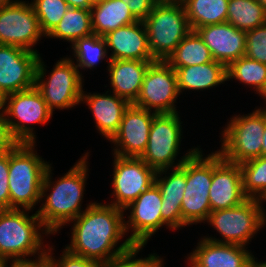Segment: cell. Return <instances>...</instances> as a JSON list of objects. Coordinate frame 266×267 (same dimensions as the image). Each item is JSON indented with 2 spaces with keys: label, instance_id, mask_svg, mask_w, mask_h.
Here are the masks:
<instances>
[{
  "label": "cell",
  "instance_id": "1",
  "mask_svg": "<svg viewBox=\"0 0 266 267\" xmlns=\"http://www.w3.org/2000/svg\"><path fill=\"white\" fill-rule=\"evenodd\" d=\"M124 210L111 204L89 203L87 208L72 221L71 244L66 248L73 254L106 263L135 245L127 238L116 249L119 240L126 235Z\"/></svg>",
  "mask_w": 266,
  "mask_h": 267
},
{
  "label": "cell",
  "instance_id": "2",
  "mask_svg": "<svg viewBox=\"0 0 266 267\" xmlns=\"http://www.w3.org/2000/svg\"><path fill=\"white\" fill-rule=\"evenodd\" d=\"M87 156L88 153L81 157L63 177L55 181V184L51 182L52 170L50 164L48 165L41 189V200L46 197L45 203L36 211L44 226V234H56L64 224H69L83 212L81 202L88 177ZM49 189L52 191L46 195Z\"/></svg>",
  "mask_w": 266,
  "mask_h": 267
},
{
  "label": "cell",
  "instance_id": "3",
  "mask_svg": "<svg viewBox=\"0 0 266 267\" xmlns=\"http://www.w3.org/2000/svg\"><path fill=\"white\" fill-rule=\"evenodd\" d=\"M35 143H18L9 152L8 185L10 209L32 208L41 201V189L48 162L34 151Z\"/></svg>",
  "mask_w": 266,
  "mask_h": 267
},
{
  "label": "cell",
  "instance_id": "4",
  "mask_svg": "<svg viewBox=\"0 0 266 267\" xmlns=\"http://www.w3.org/2000/svg\"><path fill=\"white\" fill-rule=\"evenodd\" d=\"M143 23L150 52L156 61H166L192 31L180 0H160Z\"/></svg>",
  "mask_w": 266,
  "mask_h": 267
},
{
  "label": "cell",
  "instance_id": "5",
  "mask_svg": "<svg viewBox=\"0 0 266 267\" xmlns=\"http://www.w3.org/2000/svg\"><path fill=\"white\" fill-rule=\"evenodd\" d=\"M25 211L29 210H0V254L9 260L46 254L40 233L44 226L36 212L29 216Z\"/></svg>",
  "mask_w": 266,
  "mask_h": 267
},
{
  "label": "cell",
  "instance_id": "6",
  "mask_svg": "<svg viewBox=\"0 0 266 267\" xmlns=\"http://www.w3.org/2000/svg\"><path fill=\"white\" fill-rule=\"evenodd\" d=\"M266 124V109H256L244 116H234L223 133L221 150L223 159L241 164L262 156L263 130Z\"/></svg>",
  "mask_w": 266,
  "mask_h": 267
},
{
  "label": "cell",
  "instance_id": "7",
  "mask_svg": "<svg viewBox=\"0 0 266 267\" xmlns=\"http://www.w3.org/2000/svg\"><path fill=\"white\" fill-rule=\"evenodd\" d=\"M262 206L259 199L248 198L238 206L210 212L206 222H209L223 239L204 238L217 243L246 246L266 223V213Z\"/></svg>",
  "mask_w": 266,
  "mask_h": 267
},
{
  "label": "cell",
  "instance_id": "8",
  "mask_svg": "<svg viewBox=\"0 0 266 267\" xmlns=\"http://www.w3.org/2000/svg\"><path fill=\"white\" fill-rule=\"evenodd\" d=\"M72 60L68 57L58 60L45 80L46 69L39 56L34 86L52 112L55 108L69 109L81 103L83 77Z\"/></svg>",
  "mask_w": 266,
  "mask_h": 267
},
{
  "label": "cell",
  "instance_id": "9",
  "mask_svg": "<svg viewBox=\"0 0 266 267\" xmlns=\"http://www.w3.org/2000/svg\"><path fill=\"white\" fill-rule=\"evenodd\" d=\"M177 113L157 114L151 124L146 150L140 157L155 171L179 167L191 157L199 148L187 152L178 163L174 164L178 154L182 123Z\"/></svg>",
  "mask_w": 266,
  "mask_h": 267
},
{
  "label": "cell",
  "instance_id": "10",
  "mask_svg": "<svg viewBox=\"0 0 266 267\" xmlns=\"http://www.w3.org/2000/svg\"><path fill=\"white\" fill-rule=\"evenodd\" d=\"M212 182V154L203 158L197 150L186 160V187L181 202L186 225L207 221L211 212L209 190Z\"/></svg>",
  "mask_w": 266,
  "mask_h": 267
},
{
  "label": "cell",
  "instance_id": "11",
  "mask_svg": "<svg viewBox=\"0 0 266 267\" xmlns=\"http://www.w3.org/2000/svg\"><path fill=\"white\" fill-rule=\"evenodd\" d=\"M6 104L4 118L13 138L18 143H36L33 127L29 125L45 124L53 115L40 92L34 86L8 94Z\"/></svg>",
  "mask_w": 266,
  "mask_h": 267
},
{
  "label": "cell",
  "instance_id": "12",
  "mask_svg": "<svg viewBox=\"0 0 266 267\" xmlns=\"http://www.w3.org/2000/svg\"><path fill=\"white\" fill-rule=\"evenodd\" d=\"M180 95L177 75L166 61H155L147 69L141 90L133 105L156 114L177 113L174 103Z\"/></svg>",
  "mask_w": 266,
  "mask_h": 267
},
{
  "label": "cell",
  "instance_id": "13",
  "mask_svg": "<svg viewBox=\"0 0 266 267\" xmlns=\"http://www.w3.org/2000/svg\"><path fill=\"white\" fill-rule=\"evenodd\" d=\"M43 35L31 3L13 0L0 6V44L37 52L32 46Z\"/></svg>",
  "mask_w": 266,
  "mask_h": 267
},
{
  "label": "cell",
  "instance_id": "14",
  "mask_svg": "<svg viewBox=\"0 0 266 267\" xmlns=\"http://www.w3.org/2000/svg\"><path fill=\"white\" fill-rule=\"evenodd\" d=\"M113 196L111 205L125 209L155 183L156 171L141 158L114 155Z\"/></svg>",
  "mask_w": 266,
  "mask_h": 267
},
{
  "label": "cell",
  "instance_id": "15",
  "mask_svg": "<svg viewBox=\"0 0 266 267\" xmlns=\"http://www.w3.org/2000/svg\"><path fill=\"white\" fill-rule=\"evenodd\" d=\"M38 53L0 44V90L5 95L34 87Z\"/></svg>",
  "mask_w": 266,
  "mask_h": 267
},
{
  "label": "cell",
  "instance_id": "16",
  "mask_svg": "<svg viewBox=\"0 0 266 267\" xmlns=\"http://www.w3.org/2000/svg\"><path fill=\"white\" fill-rule=\"evenodd\" d=\"M162 195L156 183H153L124 210L130 211L129 220L125 221V230L132 229L128 238L136 246H144L151 236L163 225L161 215Z\"/></svg>",
  "mask_w": 266,
  "mask_h": 267
},
{
  "label": "cell",
  "instance_id": "17",
  "mask_svg": "<svg viewBox=\"0 0 266 267\" xmlns=\"http://www.w3.org/2000/svg\"><path fill=\"white\" fill-rule=\"evenodd\" d=\"M130 104L125 110L118 131L109 140L114 143V154L140 158L146 150L149 131L156 113Z\"/></svg>",
  "mask_w": 266,
  "mask_h": 267
},
{
  "label": "cell",
  "instance_id": "18",
  "mask_svg": "<svg viewBox=\"0 0 266 267\" xmlns=\"http://www.w3.org/2000/svg\"><path fill=\"white\" fill-rule=\"evenodd\" d=\"M246 199L239 164L226 161L217 151L212 152L211 212L238 206Z\"/></svg>",
  "mask_w": 266,
  "mask_h": 267
},
{
  "label": "cell",
  "instance_id": "19",
  "mask_svg": "<svg viewBox=\"0 0 266 267\" xmlns=\"http://www.w3.org/2000/svg\"><path fill=\"white\" fill-rule=\"evenodd\" d=\"M195 31L209 48L214 61L228 66L245 55L246 31L228 22L200 27Z\"/></svg>",
  "mask_w": 266,
  "mask_h": 267
},
{
  "label": "cell",
  "instance_id": "20",
  "mask_svg": "<svg viewBox=\"0 0 266 267\" xmlns=\"http://www.w3.org/2000/svg\"><path fill=\"white\" fill-rule=\"evenodd\" d=\"M103 38L112 51L108 60L156 61L150 52L147 31L141 20L110 31Z\"/></svg>",
  "mask_w": 266,
  "mask_h": 267
},
{
  "label": "cell",
  "instance_id": "21",
  "mask_svg": "<svg viewBox=\"0 0 266 267\" xmlns=\"http://www.w3.org/2000/svg\"><path fill=\"white\" fill-rule=\"evenodd\" d=\"M173 169L169 176L161 175L169 169L156 171L155 183L158 185L161 195V215L162 221L172 230L185 227L182 220L181 202L183 199L184 189L186 187V160L181 166ZM161 177V178H159Z\"/></svg>",
  "mask_w": 266,
  "mask_h": 267
},
{
  "label": "cell",
  "instance_id": "22",
  "mask_svg": "<svg viewBox=\"0 0 266 267\" xmlns=\"http://www.w3.org/2000/svg\"><path fill=\"white\" fill-rule=\"evenodd\" d=\"M248 251L245 246L202 238L188 260L195 267H251L253 255Z\"/></svg>",
  "mask_w": 266,
  "mask_h": 267
},
{
  "label": "cell",
  "instance_id": "23",
  "mask_svg": "<svg viewBox=\"0 0 266 267\" xmlns=\"http://www.w3.org/2000/svg\"><path fill=\"white\" fill-rule=\"evenodd\" d=\"M153 62L155 61L109 60L107 68L112 94L133 104L139 96L146 71Z\"/></svg>",
  "mask_w": 266,
  "mask_h": 267
},
{
  "label": "cell",
  "instance_id": "24",
  "mask_svg": "<svg viewBox=\"0 0 266 267\" xmlns=\"http://www.w3.org/2000/svg\"><path fill=\"white\" fill-rule=\"evenodd\" d=\"M91 94L82 91L81 101L87 103L95 118L97 130L106 139L110 140L118 131L125 110L130 103L117 95L113 94Z\"/></svg>",
  "mask_w": 266,
  "mask_h": 267
},
{
  "label": "cell",
  "instance_id": "25",
  "mask_svg": "<svg viewBox=\"0 0 266 267\" xmlns=\"http://www.w3.org/2000/svg\"><path fill=\"white\" fill-rule=\"evenodd\" d=\"M93 34L100 37L138 21L122 0H102L90 9Z\"/></svg>",
  "mask_w": 266,
  "mask_h": 267
},
{
  "label": "cell",
  "instance_id": "26",
  "mask_svg": "<svg viewBox=\"0 0 266 267\" xmlns=\"http://www.w3.org/2000/svg\"><path fill=\"white\" fill-rule=\"evenodd\" d=\"M179 93L182 90H204L227 81V66L221 62L175 68Z\"/></svg>",
  "mask_w": 266,
  "mask_h": 267
},
{
  "label": "cell",
  "instance_id": "27",
  "mask_svg": "<svg viewBox=\"0 0 266 267\" xmlns=\"http://www.w3.org/2000/svg\"><path fill=\"white\" fill-rule=\"evenodd\" d=\"M192 30L225 23L229 0H180Z\"/></svg>",
  "mask_w": 266,
  "mask_h": 267
},
{
  "label": "cell",
  "instance_id": "28",
  "mask_svg": "<svg viewBox=\"0 0 266 267\" xmlns=\"http://www.w3.org/2000/svg\"><path fill=\"white\" fill-rule=\"evenodd\" d=\"M213 61L214 59L212 58L209 48L194 30L183 38L174 52L166 60L174 69Z\"/></svg>",
  "mask_w": 266,
  "mask_h": 267
},
{
  "label": "cell",
  "instance_id": "29",
  "mask_svg": "<svg viewBox=\"0 0 266 267\" xmlns=\"http://www.w3.org/2000/svg\"><path fill=\"white\" fill-rule=\"evenodd\" d=\"M93 35L90 9L69 7L61 21L47 35L67 40L73 44L76 40Z\"/></svg>",
  "mask_w": 266,
  "mask_h": 267
},
{
  "label": "cell",
  "instance_id": "30",
  "mask_svg": "<svg viewBox=\"0 0 266 267\" xmlns=\"http://www.w3.org/2000/svg\"><path fill=\"white\" fill-rule=\"evenodd\" d=\"M226 22L248 31L266 23V10L257 0H229Z\"/></svg>",
  "mask_w": 266,
  "mask_h": 267
},
{
  "label": "cell",
  "instance_id": "31",
  "mask_svg": "<svg viewBox=\"0 0 266 267\" xmlns=\"http://www.w3.org/2000/svg\"><path fill=\"white\" fill-rule=\"evenodd\" d=\"M235 79L246 85H252L260 93L266 83V64L240 57L227 66V80Z\"/></svg>",
  "mask_w": 266,
  "mask_h": 267
},
{
  "label": "cell",
  "instance_id": "32",
  "mask_svg": "<svg viewBox=\"0 0 266 267\" xmlns=\"http://www.w3.org/2000/svg\"><path fill=\"white\" fill-rule=\"evenodd\" d=\"M244 194L261 199L266 194V157L260 156L239 164Z\"/></svg>",
  "mask_w": 266,
  "mask_h": 267
},
{
  "label": "cell",
  "instance_id": "33",
  "mask_svg": "<svg viewBox=\"0 0 266 267\" xmlns=\"http://www.w3.org/2000/svg\"><path fill=\"white\" fill-rule=\"evenodd\" d=\"M72 49L77 60L75 65L80 69L94 68L108 53L105 39L95 34L76 40Z\"/></svg>",
  "mask_w": 266,
  "mask_h": 267
},
{
  "label": "cell",
  "instance_id": "34",
  "mask_svg": "<svg viewBox=\"0 0 266 267\" xmlns=\"http://www.w3.org/2000/svg\"><path fill=\"white\" fill-rule=\"evenodd\" d=\"M31 4L44 36L55 28L69 8L66 0H34Z\"/></svg>",
  "mask_w": 266,
  "mask_h": 267
},
{
  "label": "cell",
  "instance_id": "35",
  "mask_svg": "<svg viewBox=\"0 0 266 267\" xmlns=\"http://www.w3.org/2000/svg\"><path fill=\"white\" fill-rule=\"evenodd\" d=\"M142 247L144 246L135 245L131 250L103 263L102 267H164L162 266L163 260L155 254L144 259H136V255Z\"/></svg>",
  "mask_w": 266,
  "mask_h": 267
},
{
  "label": "cell",
  "instance_id": "36",
  "mask_svg": "<svg viewBox=\"0 0 266 267\" xmlns=\"http://www.w3.org/2000/svg\"><path fill=\"white\" fill-rule=\"evenodd\" d=\"M244 56L266 64V23L246 31Z\"/></svg>",
  "mask_w": 266,
  "mask_h": 267
},
{
  "label": "cell",
  "instance_id": "37",
  "mask_svg": "<svg viewBox=\"0 0 266 267\" xmlns=\"http://www.w3.org/2000/svg\"><path fill=\"white\" fill-rule=\"evenodd\" d=\"M49 249H46V257L48 260L49 267H102L103 264L87 259L85 257L76 255L71 253L67 248L63 251L62 257H60V260L54 259L51 253L52 247H48ZM48 250V251H47Z\"/></svg>",
  "mask_w": 266,
  "mask_h": 267
},
{
  "label": "cell",
  "instance_id": "38",
  "mask_svg": "<svg viewBox=\"0 0 266 267\" xmlns=\"http://www.w3.org/2000/svg\"><path fill=\"white\" fill-rule=\"evenodd\" d=\"M9 152L0 155V210L10 209Z\"/></svg>",
  "mask_w": 266,
  "mask_h": 267
},
{
  "label": "cell",
  "instance_id": "39",
  "mask_svg": "<svg viewBox=\"0 0 266 267\" xmlns=\"http://www.w3.org/2000/svg\"><path fill=\"white\" fill-rule=\"evenodd\" d=\"M122 1L128 5L131 13L138 20L143 21L152 11L153 7L160 0H122Z\"/></svg>",
  "mask_w": 266,
  "mask_h": 267
},
{
  "label": "cell",
  "instance_id": "40",
  "mask_svg": "<svg viewBox=\"0 0 266 267\" xmlns=\"http://www.w3.org/2000/svg\"><path fill=\"white\" fill-rule=\"evenodd\" d=\"M18 142L11 135L4 116H0V155L10 152Z\"/></svg>",
  "mask_w": 266,
  "mask_h": 267
},
{
  "label": "cell",
  "instance_id": "41",
  "mask_svg": "<svg viewBox=\"0 0 266 267\" xmlns=\"http://www.w3.org/2000/svg\"><path fill=\"white\" fill-rule=\"evenodd\" d=\"M12 263L10 267H49L48 260L45 255H38V259L29 260V259H17L11 260Z\"/></svg>",
  "mask_w": 266,
  "mask_h": 267
},
{
  "label": "cell",
  "instance_id": "42",
  "mask_svg": "<svg viewBox=\"0 0 266 267\" xmlns=\"http://www.w3.org/2000/svg\"><path fill=\"white\" fill-rule=\"evenodd\" d=\"M69 7L91 9L93 6L92 0H66Z\"/></svg>",
  "mask_w": 266,
  "mask_h": 267
},
{
  "label": "cell",
  "instance_id": "43",
  "mask_svg": "<svg viewBox=\"0 0 266 267\" xmlns=\"http://www.w3.org/2000/svg\"><path fill=\"white\" fill-rule=\"evenodd\" d=\"M5 105H6V95L0 90V116H4Z\"/></svg>",
  "mask_w": 266,
  "mask_h": 267
},
{
  "label": "cell",
  "instance_id": "44",
  "mask_svg": "<svg viewBox=\"0 0 266 267\" xmlns=\"http://www.w3.org/2000/svg\"><path fill=\"white\" fill-rule=\"evenodd\" d=\"M263 144H262V156H265L266 157V124H265V127H264V130H263Z\"/></svg>",
  "mask_w": 266,
  "mask_h": 267
},
{
  "label": "cell",
  "instance_id": "45",
  "mask_svg": "<svg viewBox=\"0 0 266 267\" xmlns=\"http://www.w3.org/2000/svg\"><path fill=\"white\" fill-rule=\"evenodd\" d=\"M255 257L252 256L251 260V267H266V262H258L257 260L255 261Z\"/></svg>",
  "mask_w": 266,
  "mask_h": 267
},
{
  "label": "cell",
  "instance_id": "46",
  "mask_svg": "<svg viewBox=\"0 0 266 267\" xmlns=\"http://www.w3.org/2000/svg\"><path fill=\"white\" fill-rule=\"evenodd\" d=\"M8 258L4 257L3 255L0 254V267H8L7 263H8Z\"/></svg>",
  "mask_w": 266,
  "mask_h": 267
},
{
  "label": "cell",
  "instance_id": "47",
  "mask_svg": "<svg viewBox=\"0 0 266 267\" xmlns=\"http://www.w3.org/2000/svg\"><path fill=\"white\" fill-rule=\"evenodd\" d=\"M259 95H261V97H263L264 100L266 101V83H265V86L263 87L262 91L259 93Z\"/></svg>",
  "mask_w": 266,
  "mask_h": 267
},
{
  "label": "cell",
  "instance_id": "48",
  "mask_svg": "<svg viewBox=\"0 0 266 267\" xmlns=\"http://www.w3.org/2000/svg\"><path fill=\"white\" fill-rule=\"evenodd\" d=\"M13 2L12 0H0V6Z\"/></svg>",
  "mask_w": 266,
  "mask_h": 267
},
{
  "label": "cell",
  "instance_id": "49",
  "mask_svg": "<svg viewBox=\"0 0 266 267\" xmlns=\"http://www.w3.org/2000/svg\"><path fill=\"white\" fill-rule=\"evenodd\" d=\"M259 3H261L266 10V0H257Z\"/></svg>",
  "mask_w": 266,
  "mask_h": 267
},
{
  "label": "cell",
  "instance_id": "50",
  "mask_svg": "<svg viewBox=\"0 0 266 267\" xmlns=\"http://www.w3.org/2000/svg\"><path fill=\"white\" fill-rule=\"evenodd\" d=\"M266 201V194L260 199V201L263 203V201Z\"/></svg>",
  "mask_w": 266,
  "mask_h": 267
},
{
  "label": "cell",
  "instance_id": "51",
  "mask_svg": "<svg viewBox=\"0 0 266 267\" xmlns=\"http://www.w3.org/2000/svg\"><path fill=\"white\" fill-rule=\"evenodd\" d=\"M99 1H102V0H92L93 3H96V2H99Z\"/></svg>",
  "mask_w": 266,
  "mask_h": 267
},
{
  "label": "cell",
  "instance_id": "52",
  "mask_svg": "<svg viewBox=\"0 0 266 267\" xmlns=\"http://www.w3.org/2000/svg\"><path fill=\"white\" fill-rule=\"evenodd\" d=\"M189 264H190V265H189L190 267H195L191 262H190Z\"/></svg>",
  "mask_w": 266,
  "mask_h": 267
}]
</instances>
